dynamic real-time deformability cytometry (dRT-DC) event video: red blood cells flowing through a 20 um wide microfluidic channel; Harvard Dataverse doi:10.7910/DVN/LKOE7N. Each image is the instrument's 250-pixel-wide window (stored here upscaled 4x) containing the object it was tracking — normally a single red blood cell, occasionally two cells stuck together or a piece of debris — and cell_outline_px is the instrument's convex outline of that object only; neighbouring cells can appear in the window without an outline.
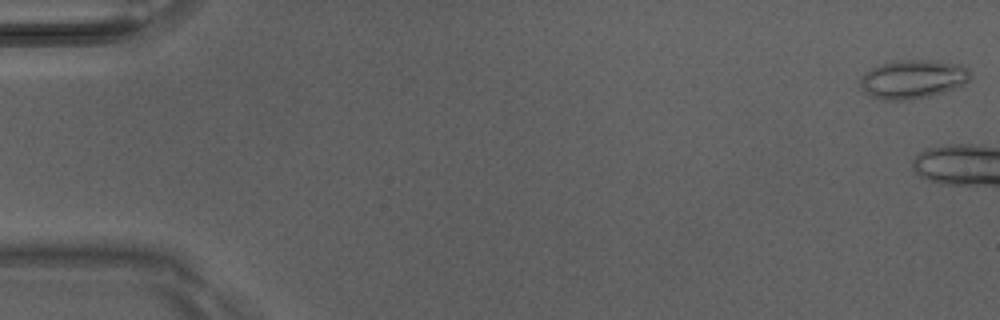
{"species": "Egyptian fruit bat (a non-hibernating species)", "species_latin": "Rousettus aegyptiacus", "temperature_condition": "room temperature", "stored_images_in_passage": 8, "camera_frame_rate_fps": 3000, "um_per_image_px": 0.085, "animal": {"sex": "male"}, "frame": {"image": 1, "passage_image": 1, "time_ms": 0.0, "image_size_px": [1000, 320], "cell_outline_px": [[972, 76], [964, 84], [944, 92], [912, 100], [880, 100], [872, 96], [860, 84], [860, 76], [864, 72], [880, 64], [892, 60], [932, 60], [960, 64], [968, 68], [972, 72]], "centroid_in_image_um": [77.61, 6.71], "position_along_channel_um": 7.4, "area_um2": 25.03}}